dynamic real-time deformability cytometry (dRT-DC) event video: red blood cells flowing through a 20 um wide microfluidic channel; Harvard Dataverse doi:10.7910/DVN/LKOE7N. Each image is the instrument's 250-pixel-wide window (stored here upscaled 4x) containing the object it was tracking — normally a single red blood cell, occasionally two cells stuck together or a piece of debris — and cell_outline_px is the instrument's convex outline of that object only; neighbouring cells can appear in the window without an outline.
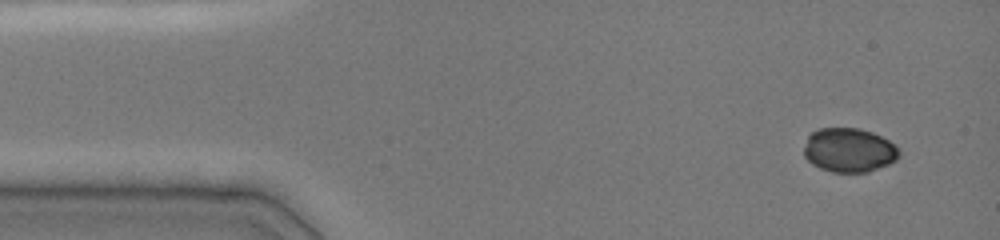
{"species": "common noctule bat (a hibernating species)", "species_latin": "Nyctalus noctula", "temperature_condition": "cold", "stored_images_in_passage": 37, "camera_frame_rate_fps": 3000, "um_per_image_px": 0.085, "animal": {"sex": "female", "body_mass_g": 19.0, "forearm_length_mm": 51.5}, "frame": {"image": 1, "passage_image": 1, "time_ms": 0.0, "image_size_px": [1000, 240], "cell_outline_px": [[900, 156], [896, 160], [888, 164], [868, 172], [832, 172], [820, 168], [812, 164], [804, 156], [804, 148], [808, 136], [812, 132], [820, 128], [860, 128], [872, 132], [888, 140], [900, 152]], "centroid_in_image_um": [72.15, 12.76], "position_along_channel_um": 12.8, "area_um2": 24.39}}
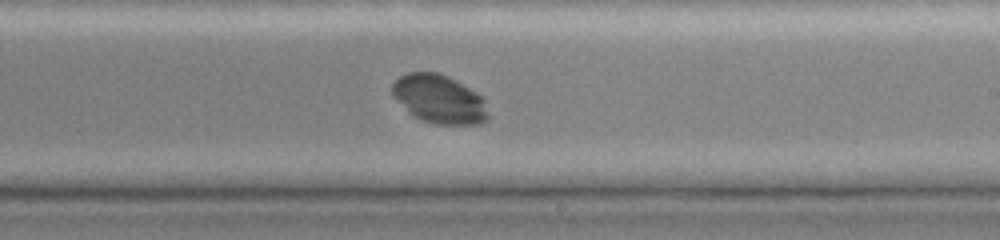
{"frame": {"image": 2, "passage_image": 18, "time_ms": 8.333, "image_size_px": [1000, 240], "cell_outline_px": [[488, 120], [480, 124], [436, 124], [420, 120], [412, 116], [392, 96], [392, 84], [400, 76], [408, 72], [436, 72], [484, 96], [488, 112]], "centroid_in_image_um": [37.32, 8.45], "position_along_channel_um": 251.7, "area_um2": 27.11}}
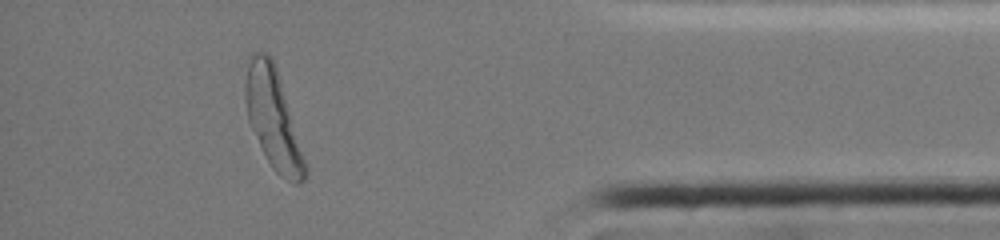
{"frame": {"image": 3, "passage_image": 33, "time_ms": 13.0, "image_size_px": [1000, 240], "cell_outline_px": [[308, 172], [304, 180], [300, 184], [296, 184], [280, 176], [272, 168], [264, 156], [248, 120], [244, 100], [244, 60], [252, 52], [260, 48], [272, 60], [276, 68], [280, 80], [308, 168]], "centroid_in_image_um": [23.16, 10.04], "position_along_channel_um": 412.0, "area_um2": 35.03}, "authors_computed_cell_mechanics": {"area_um2": 27.744, "velocity_mm_per_s": 4.0123, "shape_relaxation_time_tau1_ms": 1.9719, "shape_relaxation_time_tau2_ms": null, "deformation_change_tau1": 0.1118, "deformation_change_tau2": null}}